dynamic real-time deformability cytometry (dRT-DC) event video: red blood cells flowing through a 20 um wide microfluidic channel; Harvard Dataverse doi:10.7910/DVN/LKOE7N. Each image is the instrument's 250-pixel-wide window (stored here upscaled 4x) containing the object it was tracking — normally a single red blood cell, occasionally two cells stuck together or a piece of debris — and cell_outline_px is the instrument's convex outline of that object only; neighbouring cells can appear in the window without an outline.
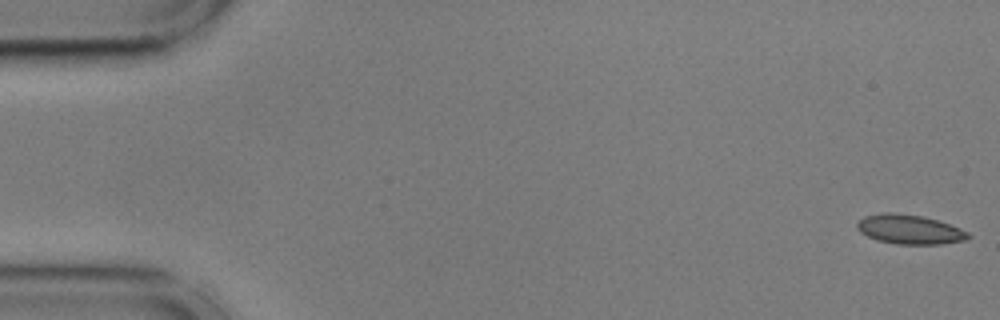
{"species": "common noctule bat (a hibernating species)", "species_latin": "Nyctalus noctula", "temperature_condition": "cold", "stored_images_in_passage": 16, "camera_frame_rate_fps": 3000, "um_per_image_px": 0.085, "animal": {"sex": "male", "body_mass_g": 17.9, "forearm_length_mm": 54.2}, "frame": {"image": 1, "passage_image": 1, "time_ms": 0.0, "image_size_px": [1000, 320], "cell_outline_px": [[972, 236], [968, 240], [940, 244], [896, 244], [876, 240], [860, 232], [856, 228], [856, 224], [864, 216], [884, 212], [892, 212], [924, 216], [960, 228], [968, 232]], "centroid_in_image_um": [77.32, 19.5], "position_along_channel_um": 7.7, "area_um2": 19.13}}
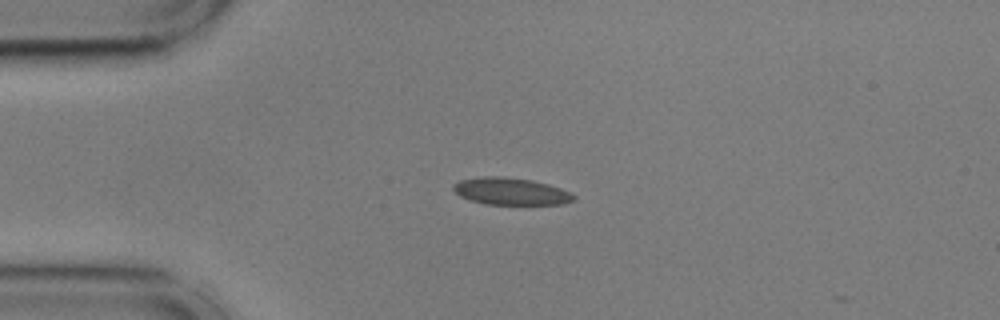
{"frame": {"image": 2, "passage_image": 13, "time_ms": 4.0, "image_size_px": [1000, 320], "cell_outline_px": [[576, 200], [564, 204], [484, 204], [460, 196], [452, 188], [452, 184], [460, 180], [484, 176], [500, 176], [532, 180], [548, 184], [560, 188], [576, 196]], "centroid_in_image_um": [43.42, 16.26], "position_along_channel_um": 41.6, "area_um2": 18.96}}